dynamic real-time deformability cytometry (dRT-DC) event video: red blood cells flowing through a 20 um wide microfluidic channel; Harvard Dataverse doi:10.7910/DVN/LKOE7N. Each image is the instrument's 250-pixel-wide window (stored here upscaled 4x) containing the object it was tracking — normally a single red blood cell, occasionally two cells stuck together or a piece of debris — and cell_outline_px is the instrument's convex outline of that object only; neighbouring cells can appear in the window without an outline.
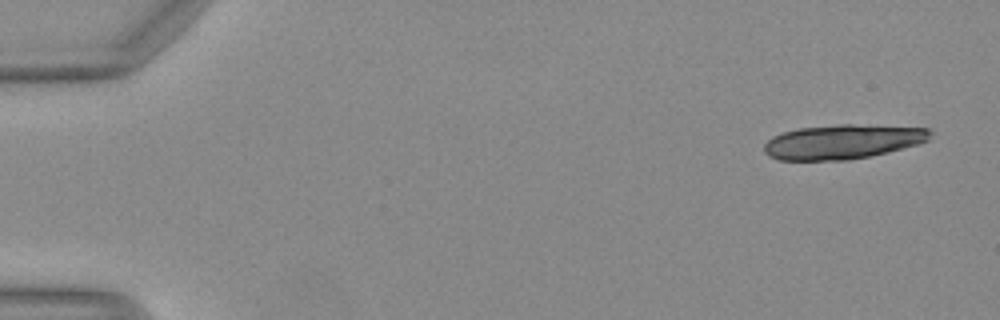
{"species": "Egyptian fruit bat (a non-hibernating species)", "species_latin": "Rousettus aegyptiacus", "temperature_condition": "warm", "stored_images_in_passage": 16, "camera_frame_rate_fps": 3000, "um_per_image_px": 0.085, "animal": {"sex": "female"}, "frame": {"image": 1, "passage_image": 1, "time_ms": 0.0, "image_size_px": [1000, 320], "cell_outline_px": [[932, 132], [928, 140], [916, 144], [888, 152], [848, 160], [780, 160], [768, 156], [764, 152], [764, 144], [772, 136], [784, 132], [800, 128], [840, 124], [852, 124], [928, 128]], "centroid_in_image_um": [71.59, 12.05], "position_along_channel_um": 13.4, "area_um2": 33.18}}